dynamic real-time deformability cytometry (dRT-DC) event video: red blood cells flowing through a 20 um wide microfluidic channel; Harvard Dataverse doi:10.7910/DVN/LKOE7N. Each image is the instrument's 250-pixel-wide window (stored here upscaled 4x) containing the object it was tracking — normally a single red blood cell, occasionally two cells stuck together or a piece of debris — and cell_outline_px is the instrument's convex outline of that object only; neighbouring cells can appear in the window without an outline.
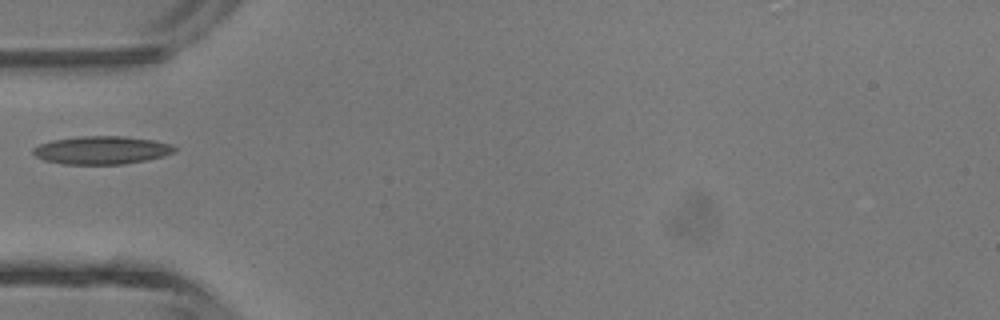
{"species": "common noctule bat (a hibernating species)", "species_latin": "Nyctalus noctula", "temperature_condition": "room temperature", "stored_images_in_passage": 1, "camera_frame_rate_fps": 3000, "um_per_image_px": 0.085, "animal": {"sex": "male", "body_mass_g": 13.3}, "frame": {"image": 1, "passage_image": 1, "time_ms": 0.0, "image_size_px": [1000, 320], "cell_outline_px": [[176, 152], [164, 156], [124, 164], [64, 164], [44, 160], [36, 156], [32, 152], [32, 148], [40, 144], [52, 140], [76, 136], [124, 136], [152, 140], [172, 144], [176, 148]], "centroid_in_image_um": [8.64, 12.76], "position_along_channel_um": 76.4, "area_um2": 23.18}}